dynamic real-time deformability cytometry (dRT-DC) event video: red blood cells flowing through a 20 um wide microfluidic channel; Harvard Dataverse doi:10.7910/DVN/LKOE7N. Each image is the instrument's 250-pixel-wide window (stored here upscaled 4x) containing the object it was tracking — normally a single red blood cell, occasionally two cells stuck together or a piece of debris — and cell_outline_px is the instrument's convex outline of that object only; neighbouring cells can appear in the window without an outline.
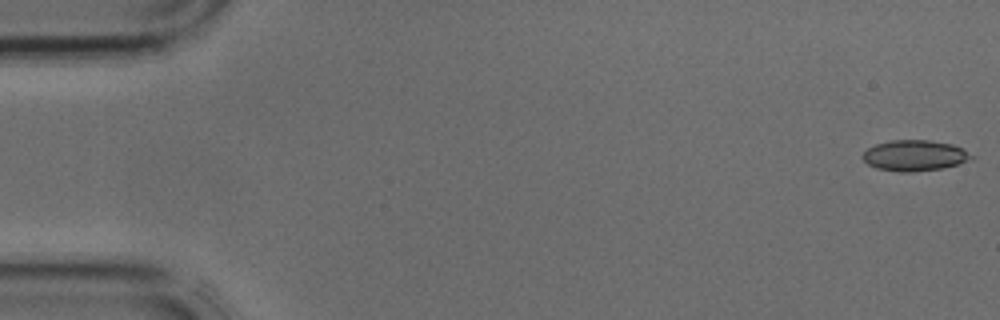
{"species": "common noctule bat (a hibernating species)", "species_latin": "Nyctalus noctula", "temperature_condition": "cold", "stored_images_in_passage": 4, "camera_frame_rate_fps": 3000, "um_per_image_px": 0.085, "animal": {"sex": "male", "body_mass_g": 17.9, "forearm_length_mm": 54.2}, "frame": {"image": 1, "passage_image": 1, "time_ms": 0.0, "image_size_px": [1000, 320], "cell_outline_px": [[976, 156], [972, 160], [940, 168], [912, 172], [900, 172], [876, 168], [868, 164], [860, 156], [868, 148], [876, 144], [892, 140], [928, 140], [952, 144], [964, 148]], "centroid_in_image_um": [77.77, 13.21], "position_along_channel_um": 7.2, "area_um2": 19.59}}
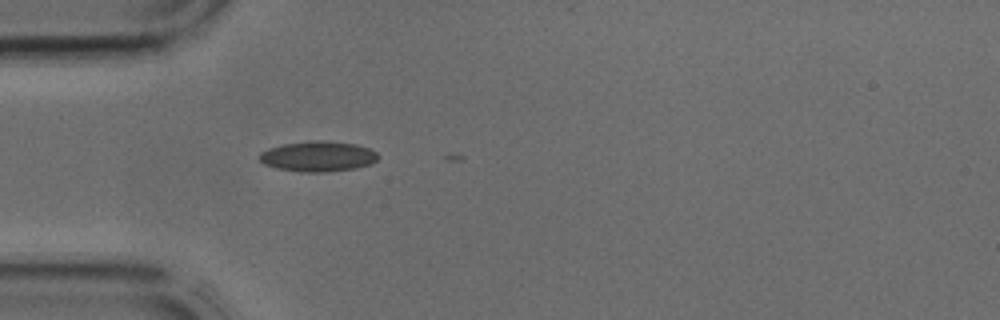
{"frame": {"image": 2, "passage_image": 4, "time_ms": 1.0, "image_size_px": [1000, 320], "cell_outline_px": [[380, 156], [372, 164], [356, 168], [324, 172], [300, 172], [276, 168], [264, 164], [260, 160], [260, 152], [268, 148], [284, 144], [308, 140], [324, 140], [356, 144], [368, 148], [376, 152]], "centroid_in_image_um": [27.04, 13.29], "position_along_channel_um": 58.0, "area_um2": 21.15}}